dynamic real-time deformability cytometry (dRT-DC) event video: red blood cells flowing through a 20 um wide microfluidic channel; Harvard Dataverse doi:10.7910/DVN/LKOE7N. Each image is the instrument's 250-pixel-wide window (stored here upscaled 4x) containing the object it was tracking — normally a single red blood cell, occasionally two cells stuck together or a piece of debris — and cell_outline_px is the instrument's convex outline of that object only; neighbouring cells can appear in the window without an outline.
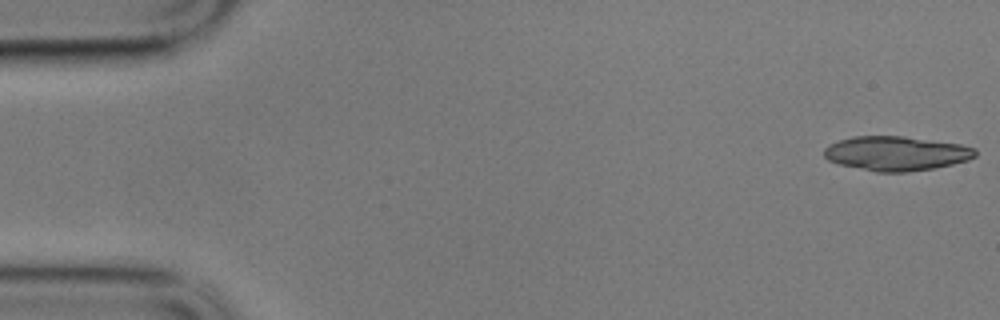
{"species": "common noctule bat (a hibernating species)", "species_latin": "Nyctalus noctula", "temperature_condition": "cold", "stored_images_in_passage": 57, "camera_frame_rate_fps": 3000, "um_per_image_px": 0.085, "animal": {"sex": "male", "body_mass_g": 17.9}, "frame": {"image": 1, "passage_image": 1, "time_ms": 0.0, "image_size_px": [1000, 320], "cell_outline_px": [[976, 156], [968, 160], [936, 168], [908, 172], [876, 172], [840, 164], [828, 160], [824, 156], [824, 148], [828, 144], [852, 136], [904, 136], [960, 144], [976, 148]], "centroid_in_image_um": [76.18, 13.04], "position_along_channel_um": 8.8, "area_um2": 30.4}}
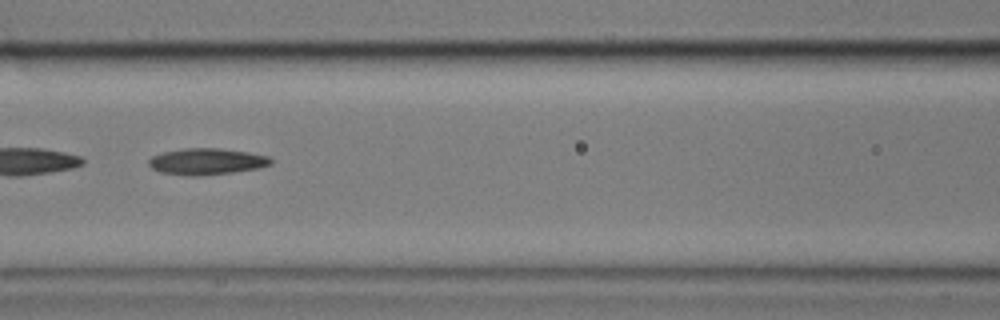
{"frame": {"image": 2, "passage_image": 25, "time_ms": 8.0, "image_size_px": [1000, 320], "cell_outline_px": [[272, 164], [260, 168], [232, 172], [200, 176], [188, 176], [160, 172], [152, 168], [148, 164], [148, 160], [152, 156], [164, 152], [184, 148], [220, 148], [248, 152], [268, 156], [272, 160]], "centroid_in_image_um": [17.57, 13.73], "position_along_channel_um": 149.0, "area_um2": 18.84}, "authors_computed_cell_mechanics": {"area_um2": 19.1896, "velocity_mm_per_s": 3.4026, "shape_relaxation_time_tau1_ms": 6.5505, "shape_relaxation_time_tau2_ms": 9.5179, "deformation_change_tau1": 0.1356, "deformation_change_tau2": 0.2118}}